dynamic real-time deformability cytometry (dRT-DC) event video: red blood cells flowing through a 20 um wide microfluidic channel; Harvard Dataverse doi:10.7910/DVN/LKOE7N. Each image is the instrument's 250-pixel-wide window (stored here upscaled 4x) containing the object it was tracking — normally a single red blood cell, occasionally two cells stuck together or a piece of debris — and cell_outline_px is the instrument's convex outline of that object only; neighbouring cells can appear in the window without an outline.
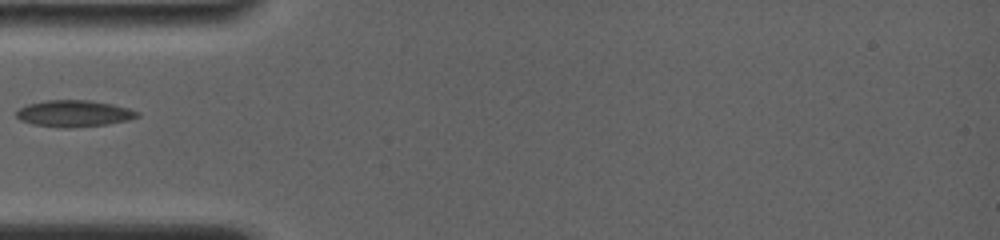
{"species": "common noctule bat (a hibernating species)", "species_latin": "Nyctalus noctula", "temperature_condition": "room temperature", "stored_images_in_passage": 2, "camera_frame_rate_fps": 4000, "um_per_image_px": 0.085, "animal": {"sex": "female", "body_mass_g": 19.0, "forearm_length_mm": 56.7}, "frame": {"image": 1, "passage_image": 1, "time_ms": 0.0, "image_size_px": [1000, 240], "cell_outline_px": [[140, 116], [128, 120], [104, 124], [72, 128], [60, 128], [32, 124], [20, 120], [16, 116], [16, 112], [20, 108], [28, 104], [44, 100], [88, 100], [112, 104], [128, 108], [140, 112]], "centroid_in_image_um": [6.27, 9.65], "position_along_channel_um": 78.7, "area_um2": 18.73}}
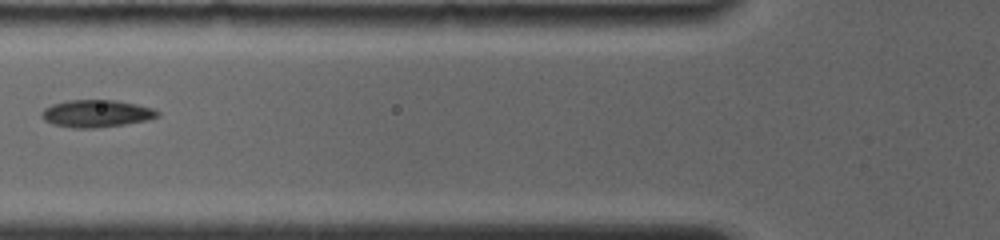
{"frame": {"image": 2, "passage_image": 2, "time_ms": 1.0, "image_size_px": [1000, 240], "cell_outline_px": [[160, 116], [144, 120], [124, 124], [96, 128], [72, 128], [52, 124], [44, 120], [40, 116], [40, 112], [44, 108], [52, 104], [68, 100], [116, 100], [136, 104], [152, 108], [160, 112]], "centroid_in_image_um": [8.14, 9.65], "position_along_channel_um": 117.7, "area_um2": 18.5}}